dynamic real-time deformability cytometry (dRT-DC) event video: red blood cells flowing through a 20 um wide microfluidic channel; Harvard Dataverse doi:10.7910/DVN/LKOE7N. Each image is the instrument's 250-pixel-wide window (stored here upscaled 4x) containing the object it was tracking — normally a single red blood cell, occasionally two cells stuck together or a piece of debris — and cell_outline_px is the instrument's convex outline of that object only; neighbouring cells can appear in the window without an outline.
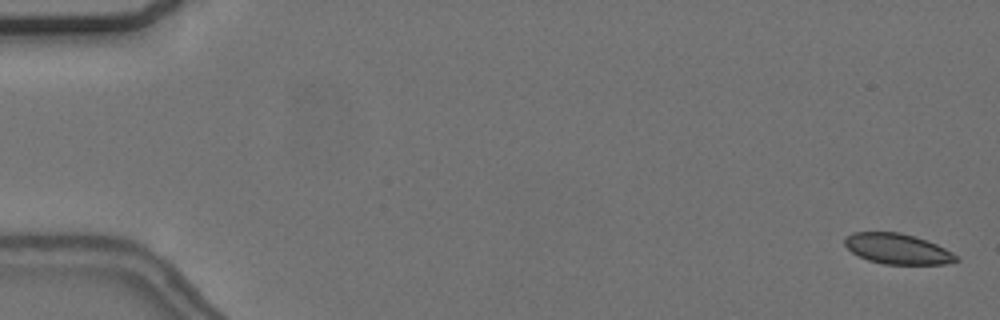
{"species": "common noctule bat (a hibernating species)", "species_latin": "Nyctalus noctula", "temperature_condition": "cold", "stored_images_in_passage": 43, "camera_frame_rate_fps": 3000, "um_per_image_px": 0.085, "animal": {"sex": "female", "body_mass_g": 24.6, "forearm_length_mm": 56.2}, "frame": {"image": 1, "passage_image": 2, "time_ms": 0.333, "image_size_px": [1000, 320], "cell_outline_px": [[960, 260], [944, 264], [884, 264], [868, 260], [852, 252], [844, 244], [844, 240], [852, 232], [900, 232], [936, 244], [952, 252]], "centroid_in_image_um": [76.27, 21.15], "position_along_channel_um": 8.7, "area_um2": 19.48}}
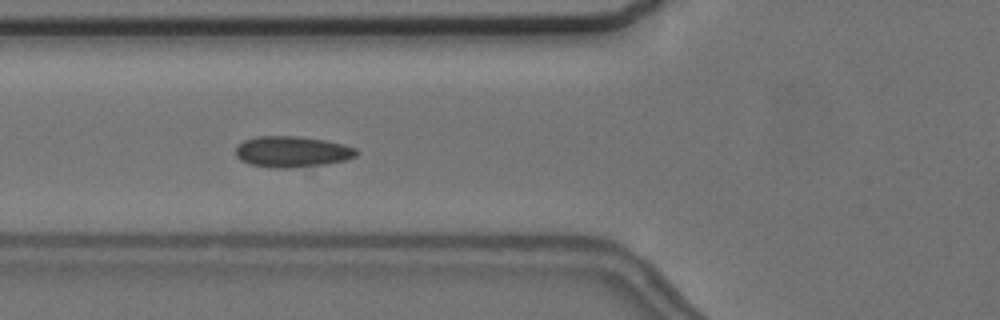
{"frame": {"image": 2, "passage_image": 22, "time_ms": 7.0, "image_size_px": [1000, 320], "cell_outline_px": [[360, 152], [356, 156], [344, 160], [324, 164], [288, 168], [276, 168], [248, 164], [240, 160], [236, 156], [236, 148], [244, 140], [256, 136], [296, 136], [324, 140], [344, 144], [356, 148]], "centroid_in_image_um": [24.83, 12.89], "position_along_channel_um": 101.0, "area_um2": 21.79}}
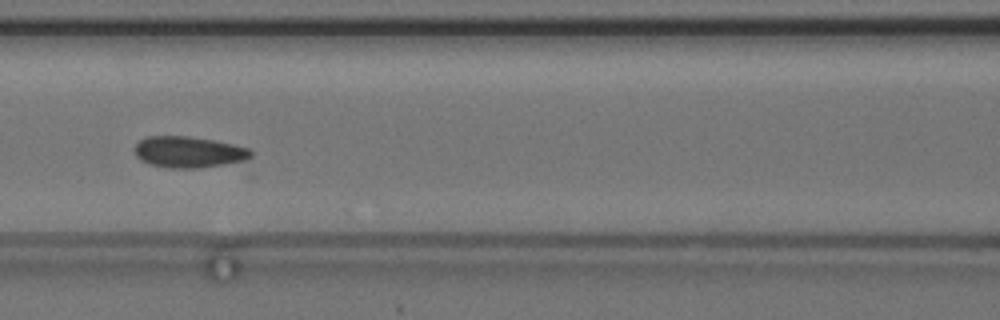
{"frame": {"image": 3, "passage_image": 26, "time_ms": 8.333, "image_size_px": [1000, 320], "cell_outline_px": [[252, 156], [244, 164], [200, 168], [168, 168], [148, 164], [140, 160], [136, 156], [136, 144], [140, 140], [148, 136], [188, 136], [212, 140], [232, 144], [248, 148], [252, 152]], "centroid_in_image_um": [16.13, 12.96], "position_along_channel_um": 150.5, "area_um2": 21.73}}